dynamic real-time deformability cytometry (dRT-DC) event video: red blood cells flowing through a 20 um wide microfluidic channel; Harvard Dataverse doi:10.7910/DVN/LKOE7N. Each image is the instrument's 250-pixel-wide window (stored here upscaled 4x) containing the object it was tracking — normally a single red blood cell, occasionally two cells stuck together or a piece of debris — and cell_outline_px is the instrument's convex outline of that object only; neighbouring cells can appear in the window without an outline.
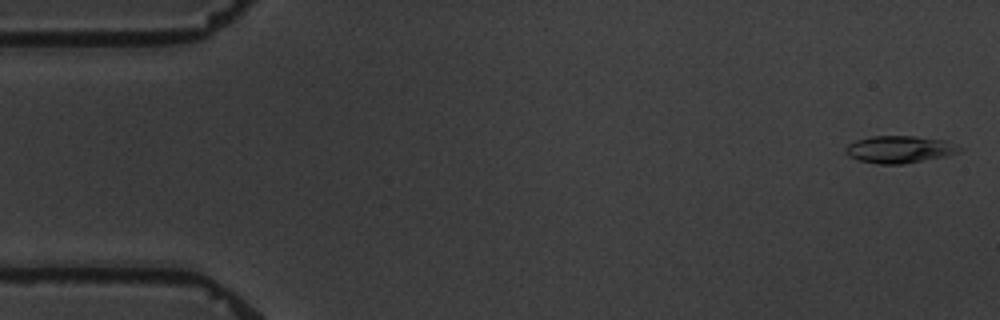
{"species": "common noctule bat (a hibernating species)", "species_latin": "Nyctalus noctula", "temperature_condition": "warm", "stored_images_in_passage": 5, "camera_frame_rate_fps": 3000, "um_per_image_px": 0.085, "animal": {"sex": "male", "body_mass_g": 19.5, "forearm_length_mm": 54.6}, "frame": {"image": 1, "passage_image": 1, "time_ms": 0.0, "image_size_px": [1000, 320], "cell_outline_px": [[964, 148], [956, 152], [940, 156], [900, 164], [876, 164], [860, 160], [848, 156], [844, 152], [848, 144], [856, 140], [872, 136], [916, 136], [944, 140]], "centroid_in_image_um": [76.38, 12.68], "position_along_channel_um": 8.6, "area_um2": 17.63}}
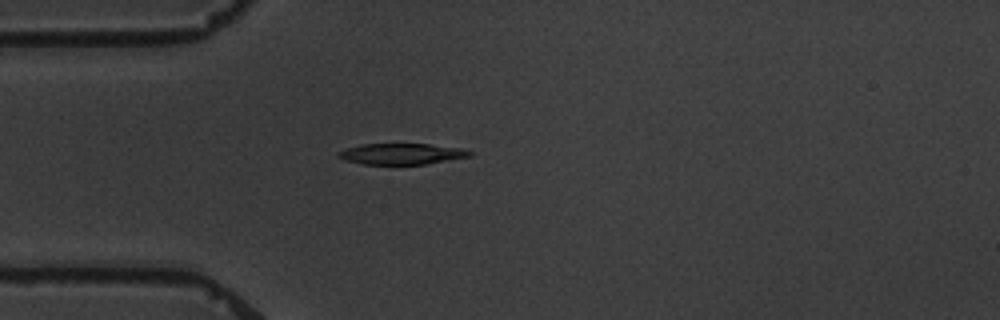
{"frame": {"image": 2, "passage_image": 4, "time_ms": 4.667, "image_size_px": [1000, 320], "cell_outline_px": [[472, 156], [424, 164], [364, 164], [344, 160], [336, 156], [336, 152], [360, 144], [428, 144], [460, 148], [472, 152]], "centroid_in_image_um": [34.09, 13.08], "position_along_channel_um": 50.9, "area_um2": 15.95}}